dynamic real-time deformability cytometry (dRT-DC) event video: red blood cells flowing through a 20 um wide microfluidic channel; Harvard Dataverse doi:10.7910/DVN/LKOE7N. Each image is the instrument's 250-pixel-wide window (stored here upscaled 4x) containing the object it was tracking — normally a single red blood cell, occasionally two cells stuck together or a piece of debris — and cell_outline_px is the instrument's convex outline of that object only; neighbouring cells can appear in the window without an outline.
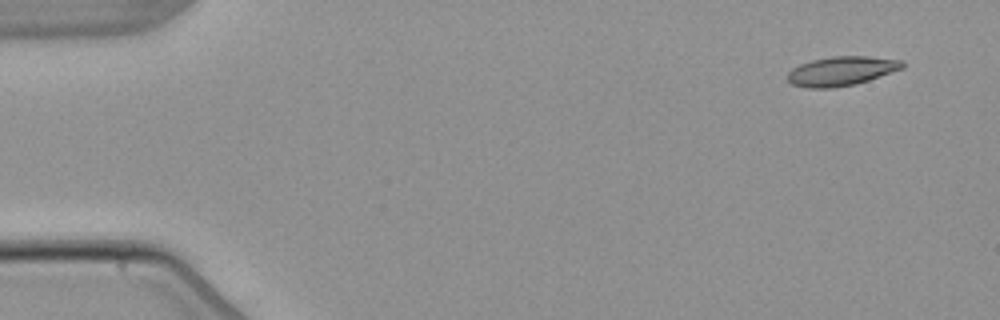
{"species": "common noctule bat (a hibernating species)", "species_latin": "Nyctalus noctula", "temperature_condition": "warm", "stored_images_in_passage": 4, "camera_frame_rate_fps": 3000, "um_per_image_px": 0.085, "animal": {"sex": "male", "body_mass_g": 21.5, "forearm_length_mm": 52.0}, "frame": {"image": 1, "passage_image": 1, "time_ms": 0.0, "image_size_px": [1000, 320], "cell_outline_px": [[904, 68], [856, 84], [832, 88], [808, 88], [792, 84], [788, 80], [788, 72], [792, 68], [800, 64], [812, 60], [832, 56], [868, 56], [904, 60]], "centroid_in_image_um": [71.53, 6.03], "position_along_channel_um": 13.5, "area_um2": 19.59}}
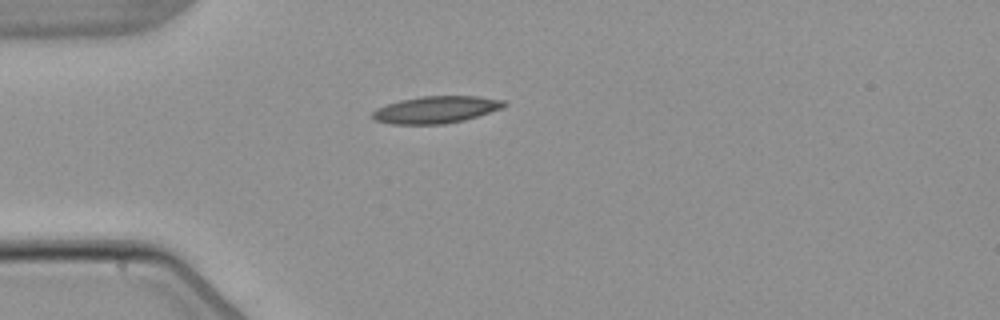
{"frame": {"image": 2, "passage_image": 4, "time_ms": 3.667, "image_size_px": [1000, 320], "cell_outline_px": [[508, 104], [504, 108], [464, 120], [444, 124], [392, 124], [376, 120], [372, 116], [372, 112], [376, 108], [400, 100], [424, 96], [480, 96], [504, 100]], "centroid_in_image_um": [37.11, 9.32], "position_along_channel_um": 47.9, "area_um2": 20.75}}